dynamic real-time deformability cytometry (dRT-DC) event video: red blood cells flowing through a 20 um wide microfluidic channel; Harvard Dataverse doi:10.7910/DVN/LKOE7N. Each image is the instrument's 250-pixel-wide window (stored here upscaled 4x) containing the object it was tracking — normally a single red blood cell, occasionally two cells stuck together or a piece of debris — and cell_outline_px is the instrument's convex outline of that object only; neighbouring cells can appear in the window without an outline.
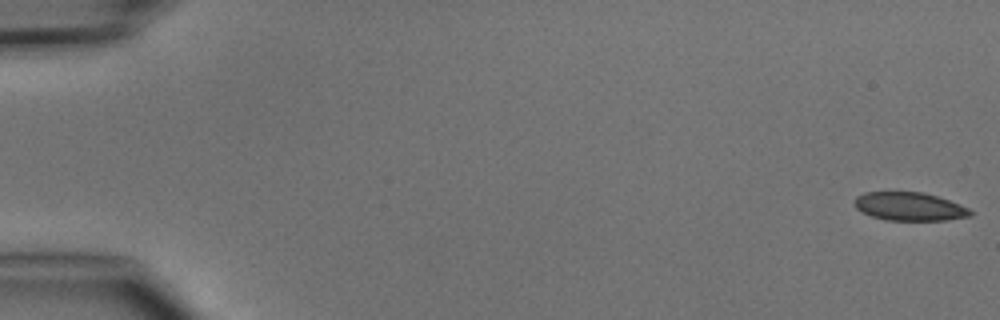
{"species": "common noctule bat (a hibernating species)", "species_latin": "Nyctalus noctula", "temperature_condition": "cold", "stored_images_in_passage": 4, "camera_frame_rate_fps": 3000, "um_per_image_px": 0.085, "animal": {"sex": "male", "body_mass_g": 15.6}, "frame": {"image": 1, "passage_image": 1, "time_ms": 0.0, "image_size_px": [1000, 320], "cell_outline_px": [[972, 216], [948, 220], [884, 220], [872, 216], [856, 208], [856, 196], [864, 192], [924, 192], [960, 204], [968, 208], [972, 212]], "centroid_in_image_um": [77.33, 17.55], "position_along_channel_um": 7.7, "area_um2": 19.02}}